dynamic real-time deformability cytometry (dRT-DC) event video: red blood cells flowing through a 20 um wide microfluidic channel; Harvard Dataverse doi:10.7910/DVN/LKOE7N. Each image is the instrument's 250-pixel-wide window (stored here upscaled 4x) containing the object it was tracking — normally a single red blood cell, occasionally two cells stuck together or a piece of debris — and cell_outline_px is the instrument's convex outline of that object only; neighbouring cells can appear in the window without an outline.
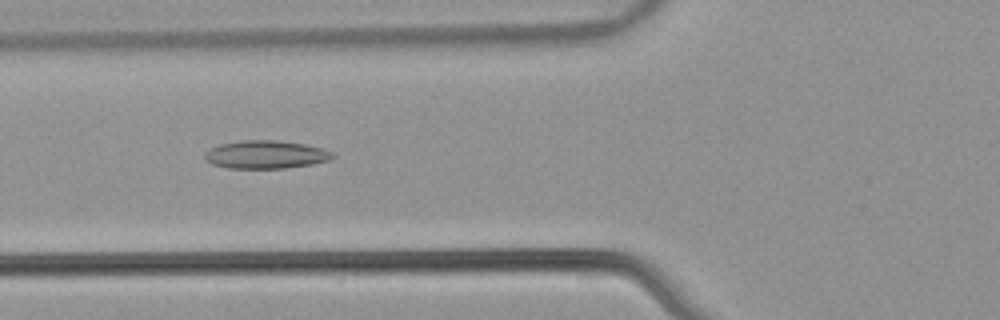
{"species": "common noctule bat (a hibernating species)", "species_latin": "Nyctalus noctula", "temperature_condition": "warm", "stored_images_in_passage": 52, "camera_frame_rate_fps": 3000, "um_per_image_px": 0.085, "animal": {"sex": "male", "body_mass_g": 21.5, "forearm_length_mm": 52.0}, "frame": {"image": 1, "passage_image": 20, "time_ms": 6.333, "image_size_px": [1000, 320], "cell_outline_px": [[336, 156], [328, 160], [312, 164], [284, 168], [228, 168], [212, 164], [204, 156], [204, 152], [220, 144], [240, 140], [280, 140], [304, 144], [324, 148], [332, 152]], "centroid_in_image_um": [22.61, 13.13], "position_along_channel_um": 103.2, "area_um2": 20.92}}
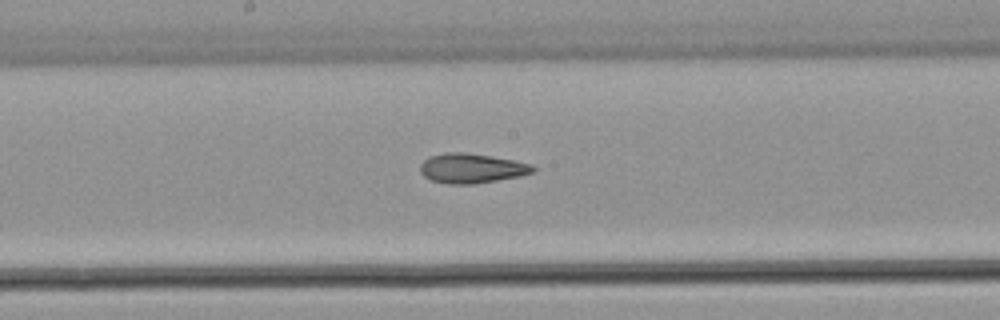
{"frame": {"image": 2, "passage_image": 28, "time_ms": 9.0, "image_size_px": [1000, 320], "cell_outline_px": [[536, 172], [520, 176], [472, 184], [448, 184], [432, 180], [424, 176], [420, 172], [420, 164], [428, 156], [444, 152], [464, 152], [492, 156], [532, 164], [536, 168]], "centroid_in_image_um": [40.08, 14.29], "position_along_channel_um": 208.1, "area_um2": 19.59}}
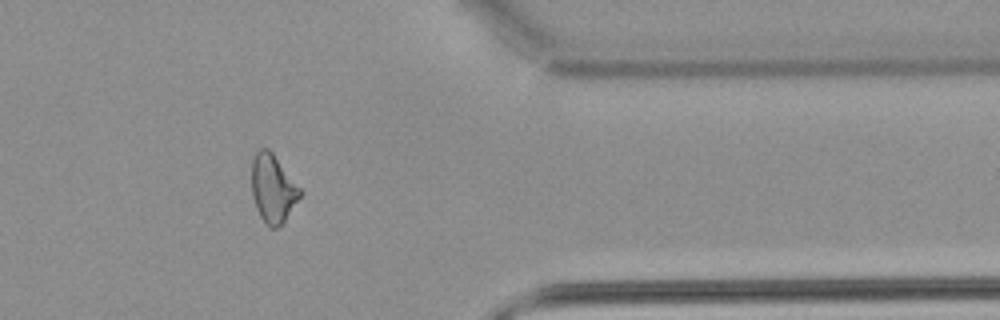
{"frame": {"image": 3, "passage_image": 43, "time_ms": 14.0, "image_size_px": [1000, 320], "cell_outline_px": [[300, 196], [284, 220], [276, 228], [268, 228], [260, 216], [256, 208], [252, 196], [252, 160], [256, 152], [260, 148], [268, 148], [272, 152], [300, 188]], "centroid_in_image_um": [23.16, 16.02], "position_along_channel_um": 388.2, "area_um2": 18.84}, "authors_computed_cell_mechanics": {"area_um2": 20.1722, "velocity_mm_per_s": 3.9236, "shape_relaxation_time_tau1_ms": null, "shape_relaxation_time_tau2_ms": 3.089, "deformation_change_tau1": null, "deformation_change_tau2": 0.1186}}